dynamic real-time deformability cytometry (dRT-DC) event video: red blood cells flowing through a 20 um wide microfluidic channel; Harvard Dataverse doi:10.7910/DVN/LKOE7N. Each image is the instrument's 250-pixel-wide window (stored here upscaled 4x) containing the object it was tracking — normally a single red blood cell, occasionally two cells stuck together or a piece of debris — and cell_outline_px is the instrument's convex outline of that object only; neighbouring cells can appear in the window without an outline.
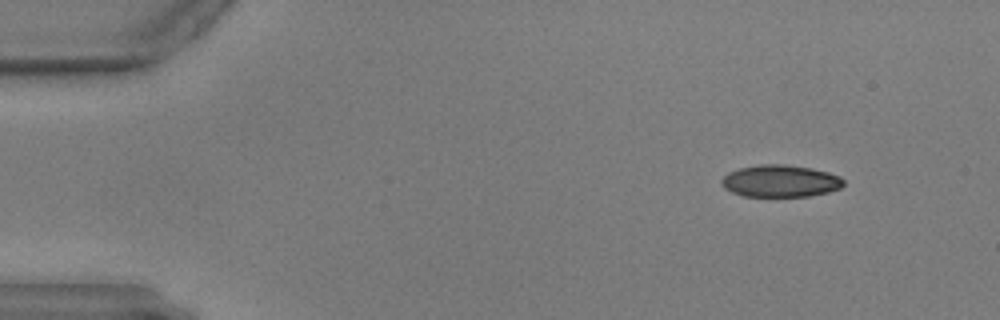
{"species": "common noctule bat (a hibernating species)", "species_latin": "Nyctalus noctula", "temperature_condition": "warm", "stored_images_in_passage": 53, "camera_frame_rate_fps": 3000, "um_per_image_px": 0.085, "animal": {"sex": "male", "body_mass_g": 17.9, "forearm_length_mm": 54.2}, "frame": {"image": 1, "passage_image": 1, "time_ms": 0.0, "image_size_px": [1000, 320], "cell_outline_px": [[844, 184], [840, 188], [828, 192], [808, 196], [744, 196], [732, 192], [724, 188], [720, 184], [720, 180], [728, 172], [740, 168], [760, 164], [784, 164], [812, 168], [828, 172], [840, 176], [844, 180]], "centroid_in_image_um": [66.32, 15.38], "position_along_channel_um": 18.7, "area_um2": 22.89}}
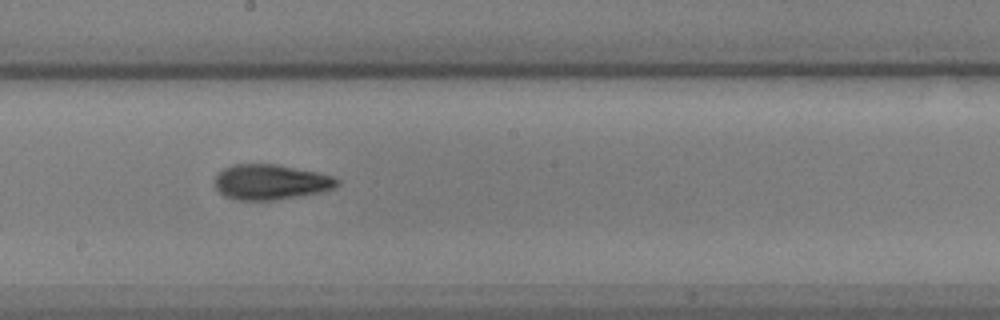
{"frame": {"image": 2, "passage_image": 27, "time_ms": 8.667, "image_size_px": [1000, 320], "cell_outline_px": [[340, 184], [332, 188], [320, 192], [272, 200], [236, 200], [224, 196], [212, 184], [216, 176], [224, 168], [232, 164], [276, 164], [320, 172], [336, 176], [340, 180]], "centroid_in_image_um": [23.01, 15.46], "position_along_channel_um": 225.2, "area_um2": 25.32}}
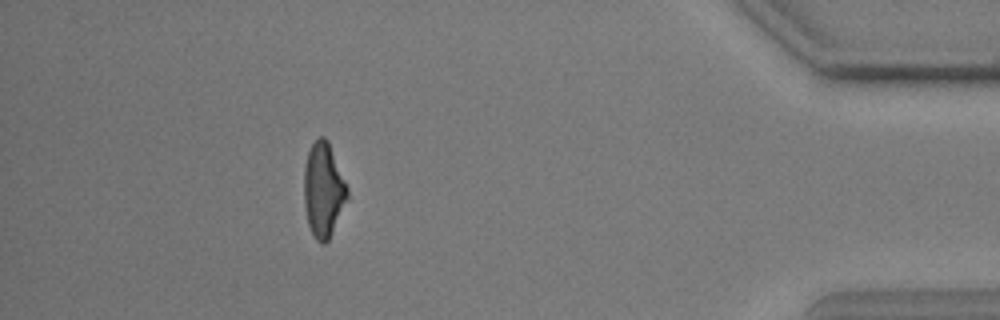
{"frame": {"image": 3, "passage_image": 47, "time_ms": 15.333, "image_size_px": [1000, 320], "cell_outline_px": [[348, 196], [328, 240], [324, 244], [320, 244], [316, 240], [308, 224], [304, 208], [304, 164], [308, 152], [312, 144], [320, 136], [324, 136], [328, 140], [348, 188]], "centroid_in_image_um": [27.47, 16.13], "position_along_channel_um": 407.7, "area_um2": 23.64}}